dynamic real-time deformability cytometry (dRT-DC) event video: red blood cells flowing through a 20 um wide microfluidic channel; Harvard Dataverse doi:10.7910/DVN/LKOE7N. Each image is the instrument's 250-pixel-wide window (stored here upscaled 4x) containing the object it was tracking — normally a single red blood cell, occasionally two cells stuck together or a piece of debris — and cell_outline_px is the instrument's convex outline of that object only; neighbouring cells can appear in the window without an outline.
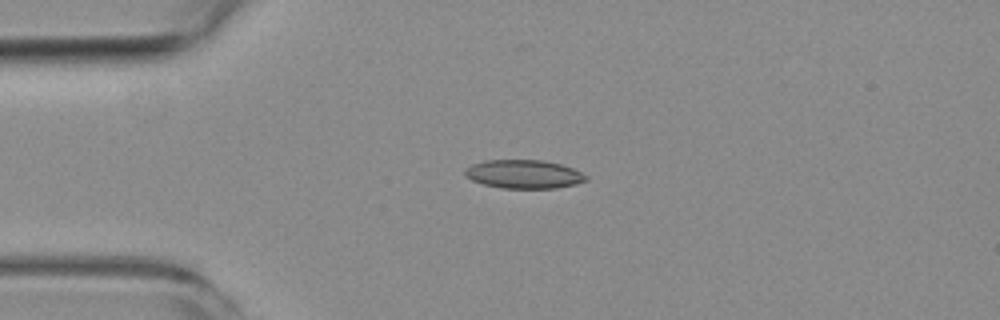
{"species": "common noctule bat (a hibernating species)", "species_latin": "Nyctalus noctula", "temperature_condition": "room temperature", "stored_images_in_passage": 4, "camera_frame_rate_fps": 3000, "um_per_image_px": 0.085, "animal": {"sex": "female", "body_mass_g": 19.3, "forearm_length_mm": 54.1}, "frame": {"image": 1, "passage_image": 3, "time_ms": 2.333, "image_size_px": [1000, 320], "cell_outline_px": [[588, 180], [576, 184], [556, 188], [500, 188], [484, 184], [472, 180], [464, 176], [464, 168], [472, 164], [484, 160], [544, 160], [560, 164], [572, 168], [588, 176]], "centroid_in_image_um": [44.5, 14.8], "position_along_channel_um": 40.5, "area_um2": 20.29}}